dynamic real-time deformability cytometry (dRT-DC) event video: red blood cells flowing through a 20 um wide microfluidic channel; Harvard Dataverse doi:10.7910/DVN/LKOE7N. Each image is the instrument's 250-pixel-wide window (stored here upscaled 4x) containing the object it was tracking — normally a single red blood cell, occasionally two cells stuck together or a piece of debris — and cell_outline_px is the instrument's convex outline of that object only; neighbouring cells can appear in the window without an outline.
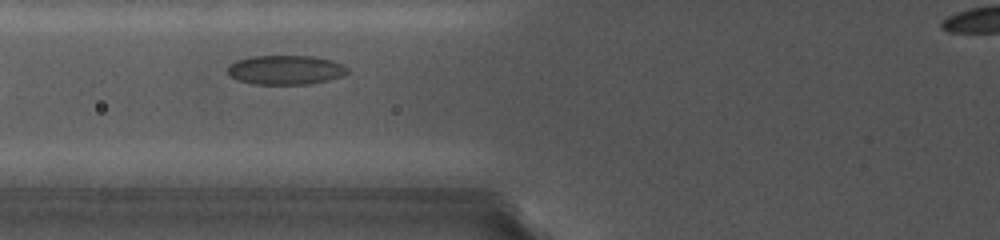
{"species": "common noctule bat (a hibernating species)", "species_latin": "Nyctalus noctula", "temperature_condition": "cold", "stored_images_in_passage": 29, "camera_frame_rate_fps": 5000, "um_per_image_px": 0.085, "animal": {"sex": "female", "body_mass_g": 19.0, "forearm_length_mm": 56.7}, "frame": {"image": 1, "passage_image": 8, "time_ms": 1.6, "image_size_px": [1000, 240], "cell_outline_px": [[348, 72], [344, 76], [328, 80], [308, 84], [256, 84], [236, 80], [228, 72], [228, 64], [236, 60], [252, 56], [312, 56], [344, 64], [348, 68]], "centroid_in_image_um": [24.27, 5.94], "position_along_channel_um": 101.5, "area_um2": 20.46}}
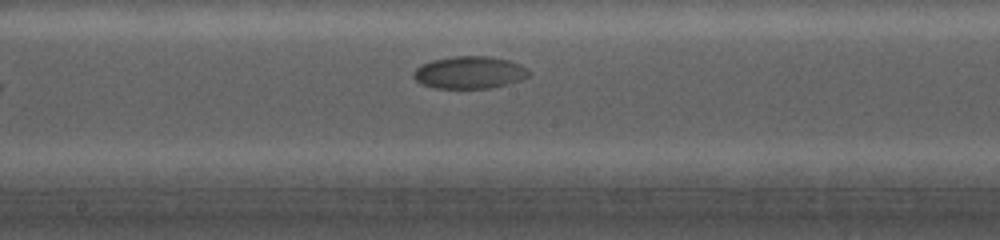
{"frame": {"image": 2, "passage_image": 16, "time_ms": 4.8, "image_size_px": [1000, 240], "cell_outline_px": [[528, 76], [520, 80], [508, 84], [492, 88], [436, 88], [420, 84], [412, 76], [412, 72], [420, 64], [432, 60], [452, 56], [492, 56], [508, 60], [520, 64], [528, 68]], "centroid_in_image_um": [39.88, 6.15], "position_along_channel_um": 208.3, "area_um2": 21.96}}